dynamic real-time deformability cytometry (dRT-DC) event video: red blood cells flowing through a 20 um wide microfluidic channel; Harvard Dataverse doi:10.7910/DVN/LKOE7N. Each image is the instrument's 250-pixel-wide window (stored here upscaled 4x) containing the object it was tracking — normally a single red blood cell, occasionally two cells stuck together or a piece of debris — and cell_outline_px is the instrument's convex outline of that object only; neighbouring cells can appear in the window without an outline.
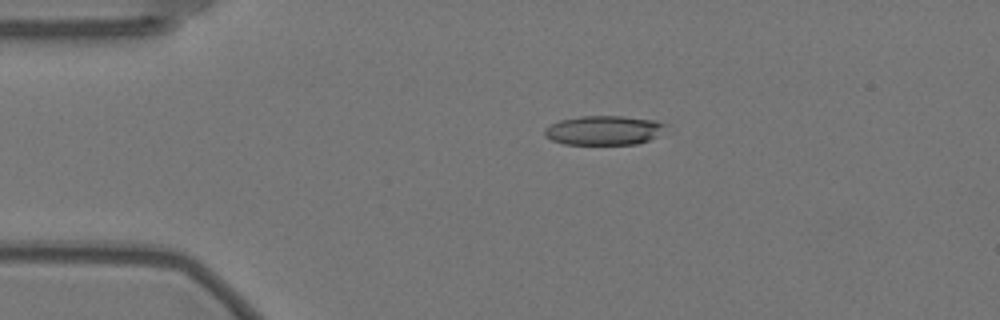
{"species": "Egyptian fruit bat (a non-hibernating species)", "species_latin": "Rousettus aegyptiacus", "temperature_condition": "warm", "stored_images_in_passage": 57, "camera_frame_rate_fps": 3000, "um_per_image_px": 0.085, "animal": {"sex": "female"}, "frame": {"image": 1, "passage_image": 11, "time_ms": 3.333, "image_size_px": [1000, 320], "cell_outline_px": [[668, 124], [656, 136], [648, 140], [636, 144], [564, 144], [552, 140], [544, 136], [544, 128], [560, 120], [580, 116], [624, 116], [656, 120]], "centroid_in_image_um": [51.31, 11.07], "position_along_channel_um": 33.7, "area_um2": 20.63}}
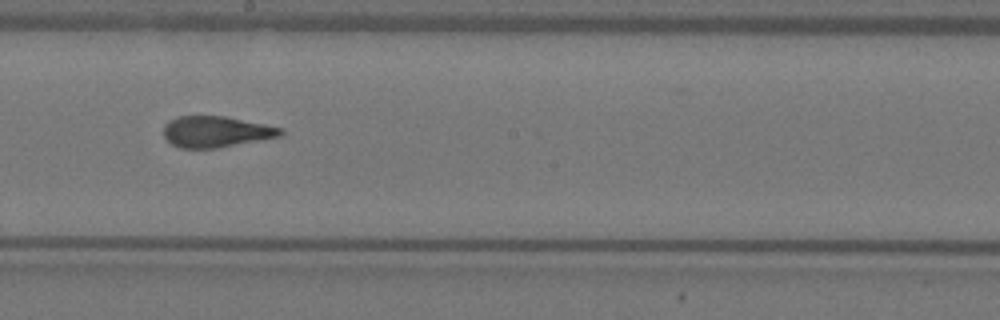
{"frame": {"image": 2, "passage_image": 31, "time_ms": 10.0, "image_size_px": [1000, 320], "cell_outline_px": [[284, 132], [280, 136], [216, 148], [180, 148], [172, 144], [164, 136], [164, 124], [168, 120], [176, 116], [224, 116], [284, 128]], "centroid_in_image_um": [18.33, 11.18], "position_along_channel_um": 229.9, "area_um2": 21.1}}
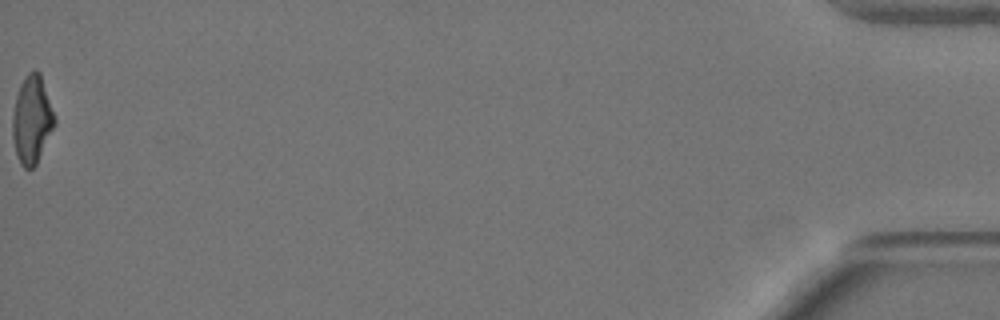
{"frame": {"image": 3, "passage_image": 57, "time_ms": 18.667, "image_size_px": [1000, 320], "cell_outline_px": [[56, 124], [36, 164], [32, 168], [24, 168], [20, 164], [16, 152], [12, 136], [12, 116], [16, 96], [20, 84], [24, 76], [32, 68], [40, 72], [56, 116]], "centroid_in_image_um": [2.72, 10.13], "position_along_channel_um": 432.5, "area_um2": 21.79}, "authors_computed_cell_mechanics": {"area_um2": 21.4438, "velocity_mm_per_s": 3.5341, "shape_relaxation_time_tau1_ms": 9.2558, "shape_relaxation_time_tau2_ms": 1.2969, "deformation_change_tau1": 0.2541, "deformation_change_tau2": 0.0978}}